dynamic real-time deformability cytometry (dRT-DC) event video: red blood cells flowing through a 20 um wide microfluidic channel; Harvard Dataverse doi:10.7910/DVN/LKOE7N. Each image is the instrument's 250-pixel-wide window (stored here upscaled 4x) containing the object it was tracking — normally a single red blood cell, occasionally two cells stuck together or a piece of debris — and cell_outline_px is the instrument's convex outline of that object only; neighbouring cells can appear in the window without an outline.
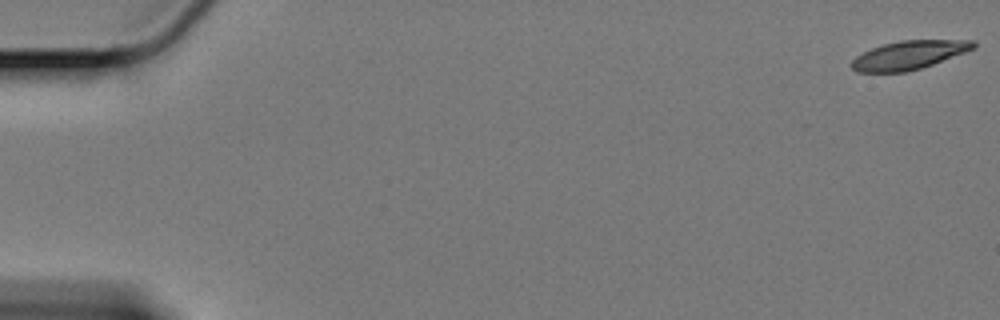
{"species": "Egyptian fruit bat (a non-hibernating species)", "species_latin": "Rousettus aegyptiacus", "temperature_condition": "cold", "stored_images_in_passage": 20, "camera_frame_rate_fps": 3000, "um_per_image_px": 0.085, "animal": {"sex": "female"}, "frame": {"image": 1, "passage_image": 1, "time_ms": 0.0, "image_size_px": [1000, 320], "cell_outline_px": [[976, 48], [932, 64], [920, 68], [904, 72], [856, 72], [848, 64], [856, 56], [872, 48], [884, 44], [900, 40], [976, 40]], "centroid_in_image_um": [77.24, 4.68], "position_along_channel_um": 7.8, "area_um2": 20.23}}
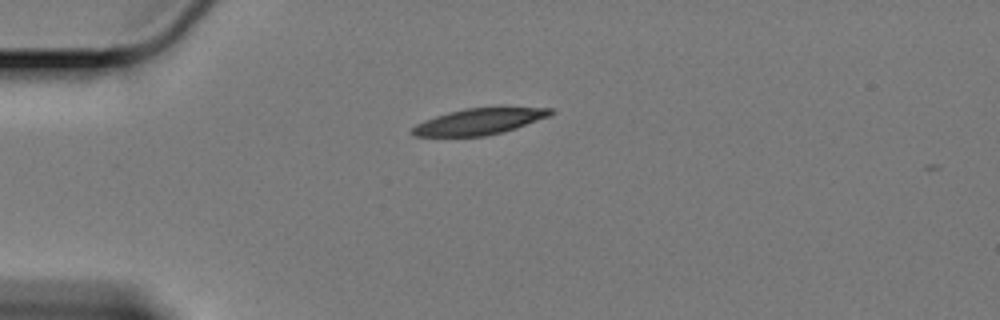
{"frame": {"image": 2, "passage_image": 16, "time_ms": 5.0, "image_size_px": [1000, 320], "cell_outline_px": [[556, 112], [552, 116], [504, 132], [484, 136], [412, 136], [408, 132], [416, 124], [424, 120], [448, 112], [464, 108], [556, 108]], "centroid_in_image_um": [40.75, 10.33], "position_along_channel_um": 44.3, "area_um2": 21.21}}